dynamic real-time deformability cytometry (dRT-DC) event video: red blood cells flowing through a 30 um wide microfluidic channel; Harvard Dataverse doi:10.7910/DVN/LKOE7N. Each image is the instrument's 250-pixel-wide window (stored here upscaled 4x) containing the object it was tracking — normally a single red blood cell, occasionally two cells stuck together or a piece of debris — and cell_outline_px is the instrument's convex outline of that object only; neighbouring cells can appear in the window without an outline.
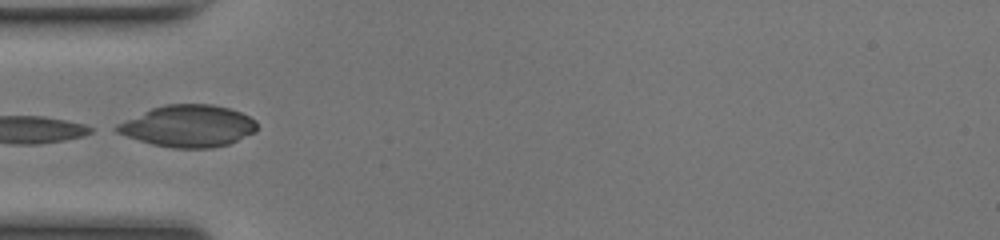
{"species": "common noctule bat (a hibernating species)", "species_latin": "Nyctalus noctula", "temperature_condition": "room temperature", "stored_images_in_passage": 32, "camera_frame_rate_fps": 3000, "um_per_image_px": 0.085, "animal": {"sex": "female", "body_mass_g": 17.0, "forearm_length_mm": 48.0}, "frame": {"image": 1, "passage_image": 1, "time_ms": 0.0, "image_size_px": [1000, 240], "cell_outline_px": [[256, 132], [228, 144], [212, 148], [172, 148], [152, 144], [116, 132], [108, 128], [116, 124], [152, 108], [164, 104], [212, 104], [228, 108], [240, 112], [256, 120]], "centroid_in_image_um": [15.98, 10.71], "position_along_channel_um": 69.0, "area_um2": 34.16}, "authors_computed_cell_mechanics": {"area_um2": 18.5249, "velocity_mm_per_s": 4.1953, "shape_relaxation_time_tau1_ms": 4.343, "shape_relaxation_time_tau2_ms": 0.7347, "deformation_change_tau1": 0.1713, "deformation_change_tau2": 0.0572}}